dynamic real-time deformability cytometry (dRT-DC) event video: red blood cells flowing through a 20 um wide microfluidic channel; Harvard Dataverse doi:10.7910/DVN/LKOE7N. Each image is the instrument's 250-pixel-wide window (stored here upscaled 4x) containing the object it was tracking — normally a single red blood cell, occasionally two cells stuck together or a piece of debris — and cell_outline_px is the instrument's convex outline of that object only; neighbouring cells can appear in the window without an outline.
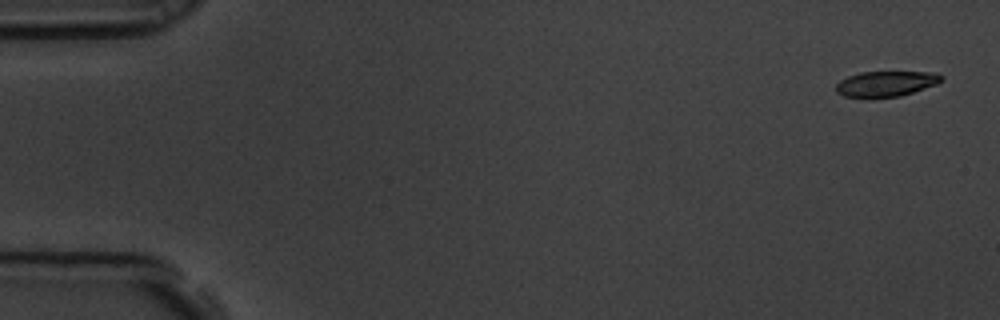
{"species": "common noctule bat (a hibernating species)", "species_latin": "Nyctalus noctula", "temperature_condition": "room temperature", "stored_images_in_passage": 8, "camera_frame_rate_fps": 3000, "um_per_image_px": 0.085, "animal": {"sex": "male", "body_mass_g": 19.5, "forearm_length_mm": 54.6}, "frame": {"image": 1, "passage_image": 1, "time_ms": 0.0, "image_size_px": [1000, 320], "cell_outline_px": [[944, 80], [936, 84], [900, 96], [844, 96], [836, 92], [836, 84], [840, 80], [848, 76], [860, 72], [936, 72], [944, 76]], "centroid_in_image_um": [75.34, 7.09], "position_along_channel_um": 9.7, "area_um2": 15.32}}
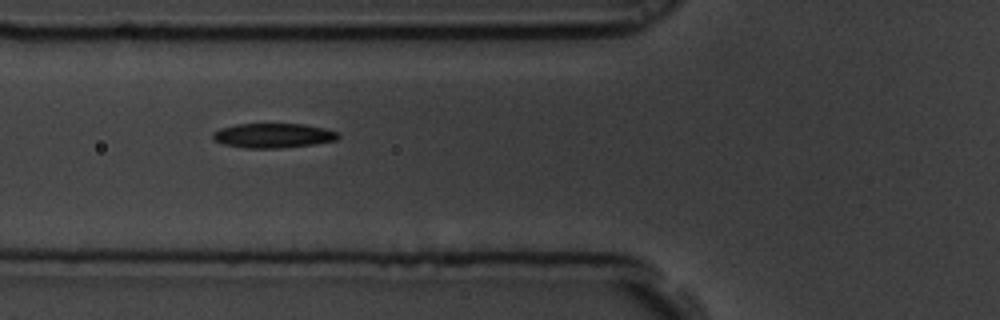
{"frame": {"image": 2, "passage_image": 7, "time_ms": 2.0, "image_size_px": [1000, 320], "cell_outline_px": [[340, 136], [336, 140], [312, 144], [280, 148], [244, 148], [224, 144], [212, 140], [212, 132], [220, 128], [236, 124], [304, 124], [324, 128], [336, 132]], "centroid_in_image_um": [23.16, 11.52], "position_along_channel_um": 102.6, "area_um2": 17.92}}
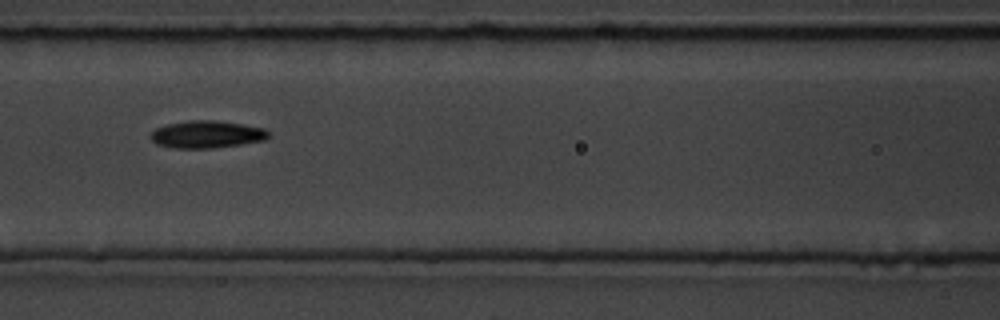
{"frame": {"image": 3, "passage_image": 8, "time_ms": 2.333, "image_size_px": [1000, 320], "cell_outline_px": [[268, 136], [264, 140], [240, 144], [212, 148], [172, 148], [156, 144], [152, 140], [152, 132], [156, 128], [168, 124], [188, 120], [216, 120], [264, 128], [268, 132]], "centroid_in_image_um": [17.55, 11.42], "position_along_channel_um": 149.1, "area_um2": 18.55}}